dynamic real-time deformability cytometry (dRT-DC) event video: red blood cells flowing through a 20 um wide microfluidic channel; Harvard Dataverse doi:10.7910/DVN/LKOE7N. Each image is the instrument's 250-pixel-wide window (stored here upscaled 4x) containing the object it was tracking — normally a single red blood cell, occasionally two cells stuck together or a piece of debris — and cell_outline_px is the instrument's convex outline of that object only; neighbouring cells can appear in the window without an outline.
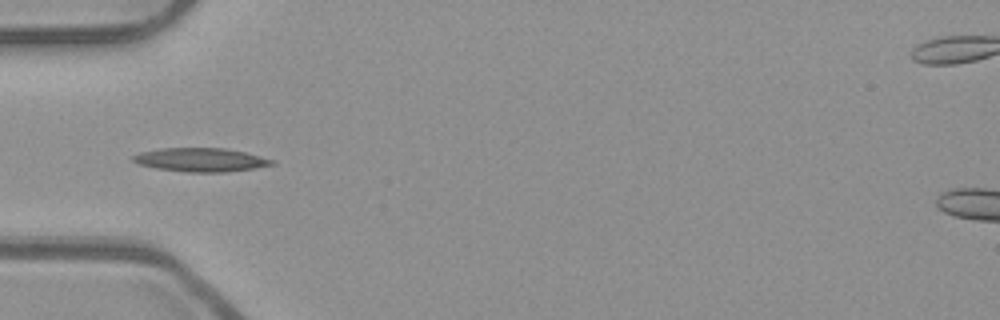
{"species": "common noctule bat (a hibernating species)", "species_latin": "Nyctalus noctula", "temperature_condition": "room temperature", "stored_images_in_passage": 25, "camera_frame_rate_fps": 3000, "um_per_image_px": 0.085, "animal": {"sex": "male", "body_mass_g": 23.1, "forearm_length_mm": 52.7}, "frame": {"image": 1, "passage_image": 1, "time_ms": 0.0, "image_size_px": [1000, 320], "cell_outline_px": [[276, 164], [228, 172], [188, 172], [156, 168], [140, 164], [132, 160], [132, 156], [140, 152], [160, 148], [224, 148], [244, 152], [276, 160]], "centroid_in_image_um": [17.08, 13.58], "position_along_channel_um": 67.9, "area_um2": 19.07}}
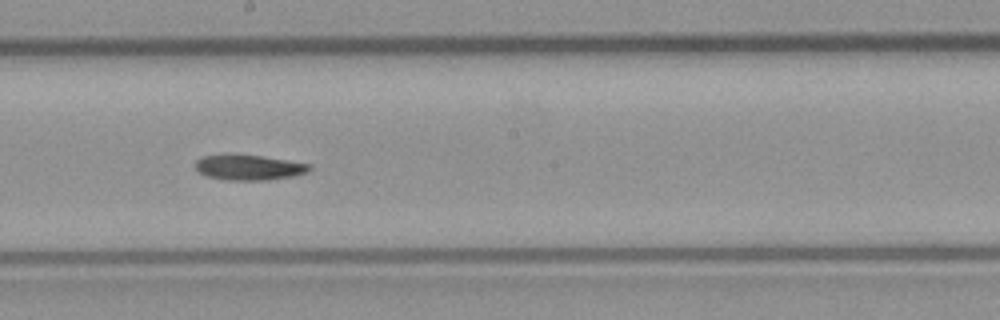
{"frame": {"image": 2, "passage_image": 13, "time_ms": 4.0, "image_size_px": [1000, 320], "cell_outline_px": [[312, 168], [304, 172], [292, 176], [268, 180], [224, 180], [208, 176], [200, 172], [196, 168], [196, 160], [200, 156], [224, 152], [232, 152], [288, 160], [312, 164]], "centroid_in_image_um": [21.09, 14.19], "position_along_channel_um": 227.1, "area_um2": 17.28}}
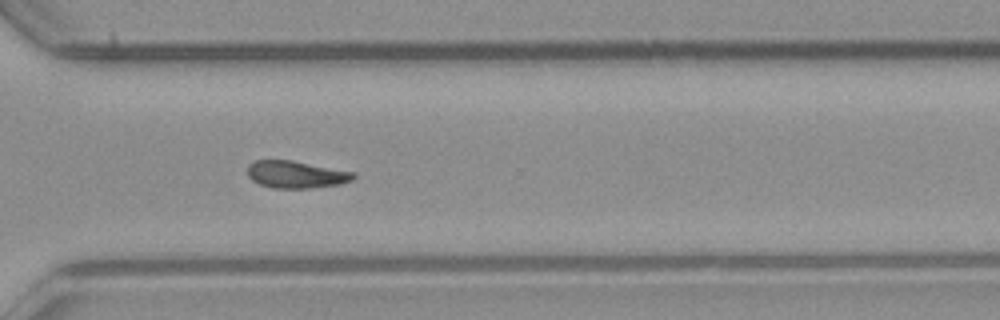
{"frame": {"image": 3, "passage_image": 22, "time_ms": 7.0, "image_size_px": [1000, 320], "cell_outline_px": [[356, 176], [352, 180], [340, 184], [312, 188], [272, 188], [260, 184], [252, 180], [248, 176], [248, 164], [256, 160], [292, 160], [356, 172]], "centroid_in_image_um": [25.18, 14.83], "position_along_channel_um": 345.4, "area_um2": 16.94}, "authors_computed_cell_mechanics": {"area_um2": 17.1666, "velocity_mm_per_s": 3.9559, "shape_relaxation_time_tau1_ms": 6.3011, "shape_relaxation_time_tau2_ms": null, "deformation_change_tau1": 0.1862, "deformation_change_tau2": null}}